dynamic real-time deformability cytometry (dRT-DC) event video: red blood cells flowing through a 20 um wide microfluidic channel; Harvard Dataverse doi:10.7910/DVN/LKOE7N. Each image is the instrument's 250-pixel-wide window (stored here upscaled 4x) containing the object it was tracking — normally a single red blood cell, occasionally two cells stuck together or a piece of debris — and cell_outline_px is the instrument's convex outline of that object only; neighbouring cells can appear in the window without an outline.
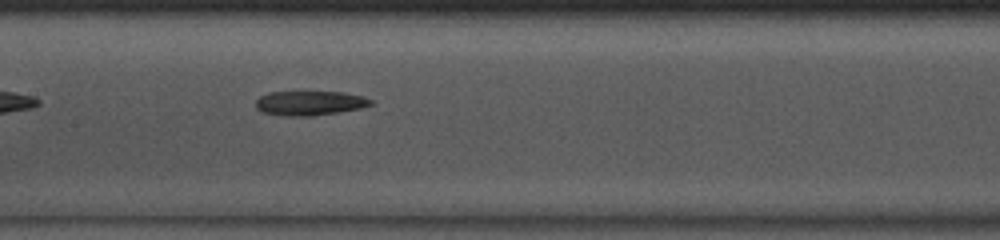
{"species": "common noctule bat (a hibernating species)", "species_latin": "Nyctalus noctula", "temperature_condition": "room temperature", "stored_images_in_passage": 36, "camera_frame_rate_fps": 3000, "um_per_image_px": 0.085, "animal": {"sex": "male", "body_mass_g": 13.0, "forearm_length_mm": 53.1}, "frame": {"image": 1, "passage_image": 11, "time_ms": 3.333, "image_size_px": [1000, 240], "cell_outline_px": [[372, 104], [360, 108], [312, 116], [288, 116], [264, 112], [256, 108], [256, 100], [260, 96], [268, 92], [344, 92], [364, 96], [372, 100]], "centroid_in_image_um": [26.33, 8.75], "position_along_channel_um": 181.1, "area_um2": 16.24}, "authors_computed_cell_mechanics": {"area_um2": 17.3111, "velocity_mm_per_s": 4.0633, "shape_relaxation_time_tau1_ms": 7.7376, "shape_relaxation_time_tau2_ms": null, "deformation_change_tau1": 0.1769, "deformation_change_tau2": null}}